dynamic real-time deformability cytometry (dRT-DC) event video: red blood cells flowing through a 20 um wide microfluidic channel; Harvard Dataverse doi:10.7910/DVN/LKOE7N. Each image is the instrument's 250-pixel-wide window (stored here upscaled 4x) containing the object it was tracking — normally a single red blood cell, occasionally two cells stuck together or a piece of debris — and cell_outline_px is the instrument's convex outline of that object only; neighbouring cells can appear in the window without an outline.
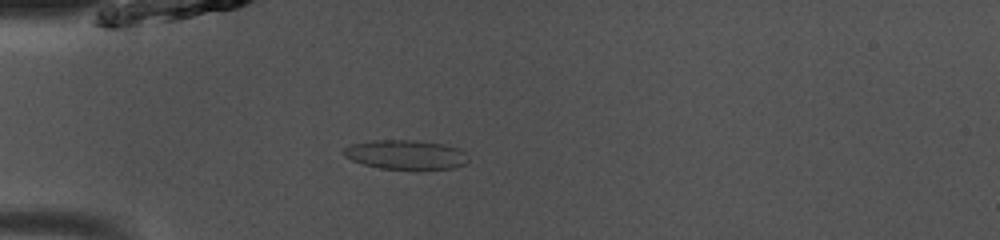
{"species": "common noctule bat (a hibernating species)", "species_latin": "Nyctalus noctula", "temperature_condition": "room temperature", "stored_images_in_passage": 49, "camera_frame_rate_fps": 3000, "um_per_image_px": 0.085, "animal": {"sex": "male", "body_mass_g": 13.0, "forearm_length_mm": 53.1}, "frame": {"image": 1, "passage_image": 14, "time_ms": 4.333, "image_size_px": [1000, 240], "cell_outline_px": [[468, 164], [452, 168], [380, 168], [364, 164], [352, 160], [344, 156], [340, 152], [344, 148], [352, 144], [372, 140], [416, 140], [444, 144], [460, 148], [464, 152], [468, 160]], "centroid_in_image_um": [34.48, 13.12], "position_along_channel_um": 50.5, "area_um2": 21.15}}
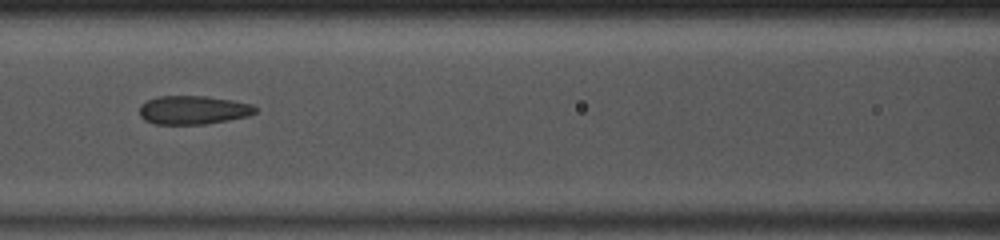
{"frame": {"image": 2, "passage_image": 22, "time_ms": 7.0, "image_size_px": [1000, 240], "cell_outline_px": [[256, 112], [248, 116], [228, 120], [204, 124], [156, 124], [144, 120], [140, 116], [140, 104], [156, 96], [208, 96], [232, 100], [252, 104], [256, 108]], "centroid_in_image_um": [16.41, 9.34], "position_along_channel_um": 150.2, "area_um2": 19.36}}
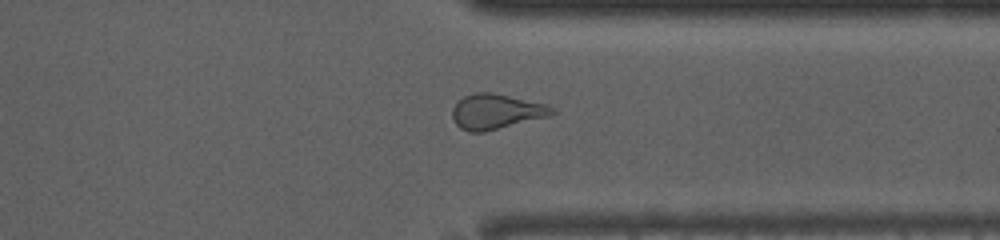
{"frame": {"image": 3, "passage_image": 38, "time_ms": 12.333, "image_size_px": [1000, 240], "cell_outline_px": [[556, 112], [548, 116], [484, 132], [468, 132], [460, 128], [456, 124], [452, 116], [452, 108], [464, 96], [476, 92], [492, 92], [548, 104], [556, 108]], "centroid_in_image_um": [42.19, 9.48], "position_along_channel_um": 369.2, "area_um2": 20.4}, "authors_computed_cell_mechanics": {"area_um2": 21.1548, "velocity_mm_per_s": 4.1127, "shape_relaxation_time_tau1_ms": null, "shape_relaxation_time_tau2_ms": 1.6276, "deformation_change_tau1": null, "deformation_change_tau2": 0.0784}}